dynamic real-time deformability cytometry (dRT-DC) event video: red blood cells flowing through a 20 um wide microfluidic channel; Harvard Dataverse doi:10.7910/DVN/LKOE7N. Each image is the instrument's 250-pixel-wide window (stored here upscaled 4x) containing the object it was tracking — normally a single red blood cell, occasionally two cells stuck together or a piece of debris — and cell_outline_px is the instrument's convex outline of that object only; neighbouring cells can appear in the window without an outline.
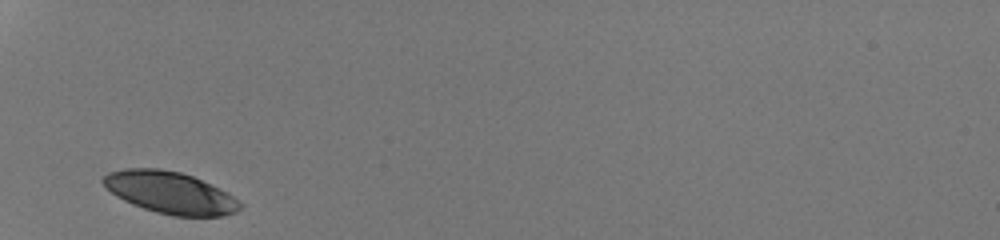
{"species": "human", "species_latin": "Homo sapiens", "temperature_condition": "room temperature", "stored_images_in_passage": 25, "camera_frame_rate_fps": 3000, "um_per_image_px": 0.085, "donor": {"sex": "male"}, "frame": {"image": 1, "passage_image": 1, "time_ms": 0.0, "image_size_px": [1000, 240], "cell_outline_px": [[240, 208], [236, 212], [224, 216], [172, 216], [156, 212], [132, 204], [116, 196], [100, 180], [108, 172], [124, 168], [160, 168], [180, 172], [192, 176], [220, 188], [228, 192], [240, 204]], "centroid_in_image_um": [14.45, 16.36], "position_along_channel_um": 70.6, "area_um2": 33.29}}
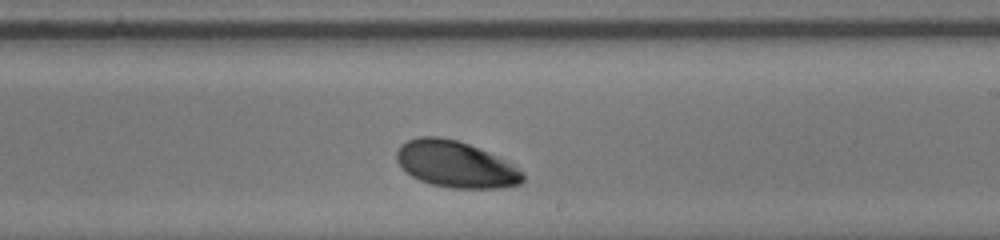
{"frame": {"image": 2, "passage_image": 15, "time_ms": 4.667, "image_size_px": [1000, 240], "cell_outline_px": [[524, 180], [520, 184], [500, 188], [448, 188], [432, 184], [420, 180], [412, 176], [400, 168], [396, 160], [396, 152], [400, 144], [408, 140], [420, 136], [440, 136], [456, 140], [468, 144], [488, 152], [504, 160], [516, 168], [524, 176]], "centroid_in_image_um": [38.67, 13.96], "position_along_channel_um": 250.3, "area_um2": 34.04}}
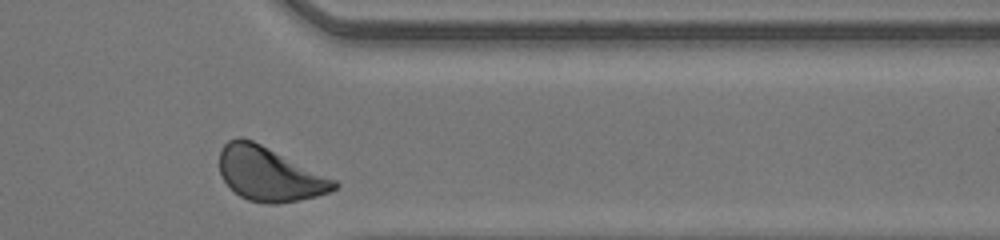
{"frame": {"image": 3, "passage_image": 25, "time_ms": 8.0, "image_size_px": [1000, 240], "cell_outline_px": [[340, 184], [336, 188], [328, 192], [316, 196], [276, 204], [268, 204], [248, 200], [240, 196], [220, 176], [220, 148], [228, 140], [240, 136], [252, 140], [336, 180]], "centroid_in_image_um": [22.87, 14.79], "position_along_channel_um": 388.5, "area_um2": 35.66}, "authors_computed_cell_mechanics": {"area_um2": 34.0442, "velocity_mm_per_s": 4.1425, "shape_relaxation_time_tau1_ms": 1.6627, "shape_relaxation_time_tau2_ms": null, "deformation_change_tau1": 0.1016, "deformation_change_tau2": null}}